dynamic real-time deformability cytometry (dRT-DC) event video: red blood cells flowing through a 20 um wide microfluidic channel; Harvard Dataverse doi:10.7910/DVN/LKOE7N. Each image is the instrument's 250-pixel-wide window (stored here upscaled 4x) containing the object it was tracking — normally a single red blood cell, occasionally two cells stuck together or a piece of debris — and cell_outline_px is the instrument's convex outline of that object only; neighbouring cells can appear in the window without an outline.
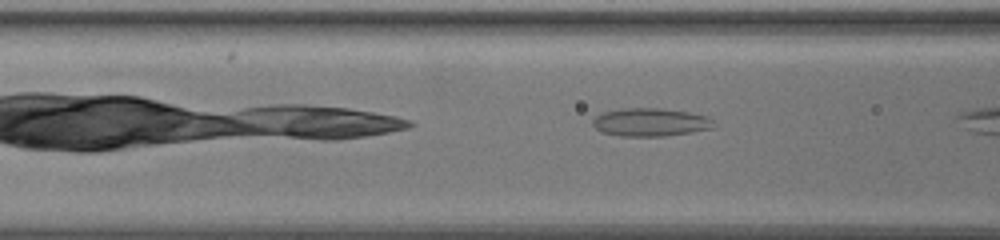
{"species": "common noctule bat (a hibernating species)", "species_latin": "Nyctalus noctula", "temperature_condition": "warm", "stored_images_in_passage": 10, "camera_frame_rate_fps": 3000, "um_per_image_px": 0.085, "animal": {"sex": "female", "body_mass_g": 19.5, "forearm_length_mm": 54.1}, "frame": {"image": 1, "passage_image": 5, "time_ms": 1.333, "image_size_px": [1000, 240], "cell_outline_px": [[712, 128], [664, 136], [620, 136], [600, 132], [592, 124], [592, 120], [596, 116], [604, 112], [624, 108], [664, 108], [688, 112], [708, 116], [712, 120]], "centroid_in_image_um": [55.24, 10.38], "position_along_channel_um": 111.4, "area_um2": 19.71}}
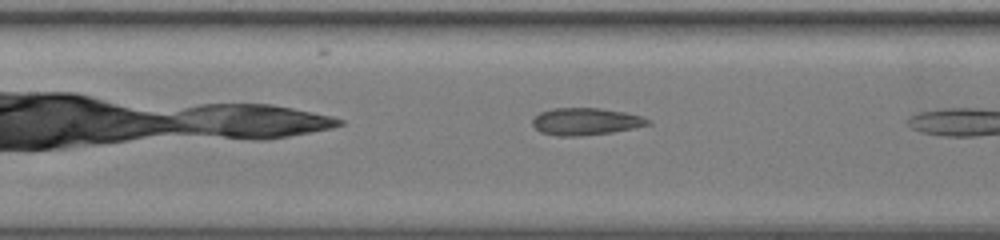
{"frame": {"image": 2, "passage_image": 9, "time_ms": 2.667, "image_size_px": [1000, 240], "cell_outline_px": [[652, 124], [612, 132], [580, 136], [556, 136], [540, 132], [532, 124], [532, 120], [540, 112], [552, 108], [600, 108], [624, 112], [640, 116], [652, 120]], "centroid_in_image_um": [49.78, 10.33], "position_along_channel_um": 157.6, "area_um2": 18.26}}